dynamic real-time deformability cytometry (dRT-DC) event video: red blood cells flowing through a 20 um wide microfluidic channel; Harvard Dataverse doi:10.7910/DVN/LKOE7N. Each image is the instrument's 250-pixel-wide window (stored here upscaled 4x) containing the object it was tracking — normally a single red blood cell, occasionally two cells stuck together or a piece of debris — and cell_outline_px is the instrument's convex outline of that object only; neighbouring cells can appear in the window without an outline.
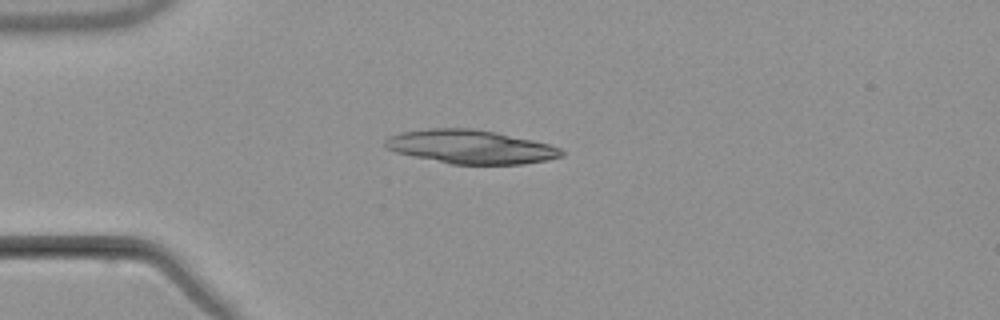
{"species": "common noctule bat (a hibernating species)", "species_latin": "Nyctalus noctula", "temperature_condition": "warm", "stored_images_in_passage": 5, "camera_frame_rate_fps": 3000, "um_per_image_px": 0.085, "animal": {"sex": "male", "body_mass_g": 21.5, "forearm_length_mm": 52.0}, "frame": {"image": 1, "passage_image": 3, "time_ms": 2.333, "image_size_px": [1000, 320], "cell_outline_px": [[564, 156], [548, 160], [520, 164], [452, 164], [396, 152], [388, 148], [384, 144], [384, 140], [400, 132], [428, 128], [472, 128], [496, 132], [532, 140], [548, 144], [560, 148], [564, 152]], "centroid_in_image_um": [40.03, 12.47], "position_along_channel_um": 45.0, "area_um2": 34.39}}